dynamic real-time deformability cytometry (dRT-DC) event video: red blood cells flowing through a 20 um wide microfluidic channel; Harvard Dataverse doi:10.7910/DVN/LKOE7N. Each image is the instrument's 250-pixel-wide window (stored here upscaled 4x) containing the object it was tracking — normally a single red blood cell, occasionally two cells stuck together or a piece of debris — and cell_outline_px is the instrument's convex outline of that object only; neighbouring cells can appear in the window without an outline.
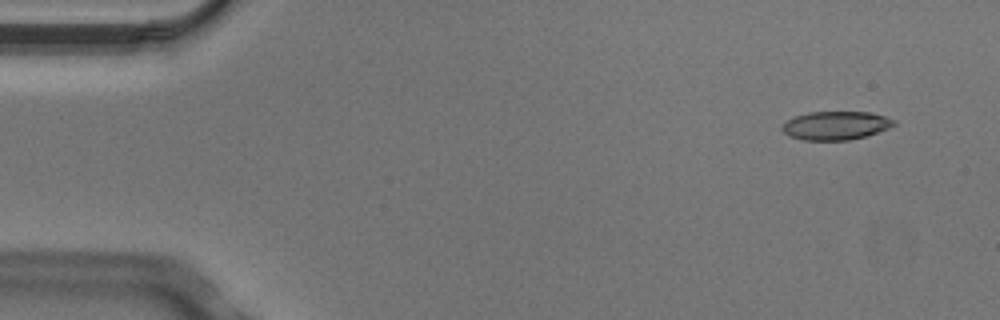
{"species": "Egyptian fruit bat (a non-hibernating species)", "species_latin": "Rousettus aegyptiacus", "temperature_condition": "cold", "stored_images_in_passage": 4, "camera_frame_rate_fps": 3000, "um_per_image_px": 0.085, "animal": {"sex": "male"}, "frame": {"image": 1, "passage_image": 1, "time_ms": 0.0, "image_size_px": [1000, 320], "cell_outline_px": [[896, 124], [888, 128], [864, 136], [848, 140], [804, 140], [792, 136], [784, 132], [780, 128], [788, 120], [796, 116], [808, 112], [872, 112], [896, 120]], "centroid_in_image_um": [71.06, 10.66], "position_along_channel_um": 13.9, "area_um2": 18.32}}
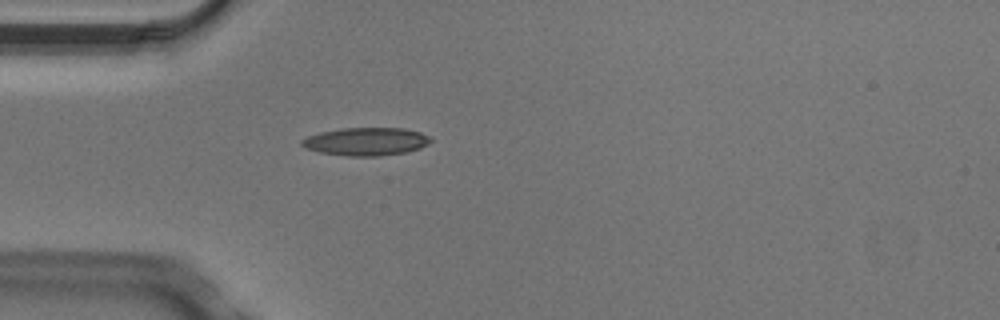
{"frame": {"image": 2, "passage_image": 4, "time_ms": 1.0, "image_size_px": [1000, 320], "cell_outline_px": [[432, 140], [428, 144], [420, 148], [408, 152], [380, 156], [348, 156], [320, 152], [304, 148], [300, 144], [300, 140], [308, 136], [320, 132], [340, 128], [404, 128], [420, 132], [428, 136]], "centroid_in_image_um": [31.1, 12.03], "position_along_channel_um": 53.9, "area_um2": 21.15}}